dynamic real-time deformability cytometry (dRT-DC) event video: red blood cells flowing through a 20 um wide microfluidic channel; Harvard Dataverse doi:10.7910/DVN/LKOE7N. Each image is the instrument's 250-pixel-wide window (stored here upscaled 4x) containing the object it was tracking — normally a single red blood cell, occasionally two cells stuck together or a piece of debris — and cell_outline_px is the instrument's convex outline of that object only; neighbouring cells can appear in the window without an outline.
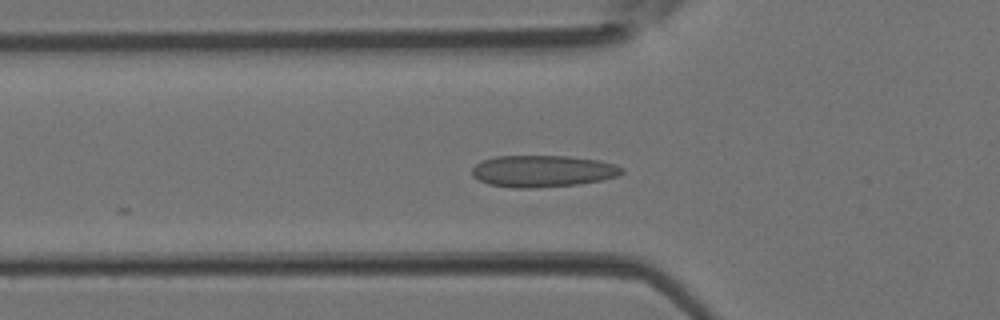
{"species": "Egyptian fruit bat (a non-hibernating species)", "species_latin": "Rousettus aegyptiacus", "temperature_condition": "room temperature", "stored_images_in_passage": 6, "camera_frame_rate_fps": 3000, "um_per_image_px": 0.085, "animal": {"sex": "female"}, "frame": {"image": 1, "passage_image": 2, "time_ms": 0.333, "image_size_px": [1000, 320], "cell_outline_px": [[624, 172], [616, 176], [600, 180], [580, 184], [536, 188], [512, 188], [488, 184], [472, 176], [472, 168], [480, 160], [496, 156], [568, 156], [600, 160], [616, 164], [624, 168]], "centroid_in_image_um": [46.13, 14.54], "position_along_channel_um": 79.7, "area_um2": 27.98}}
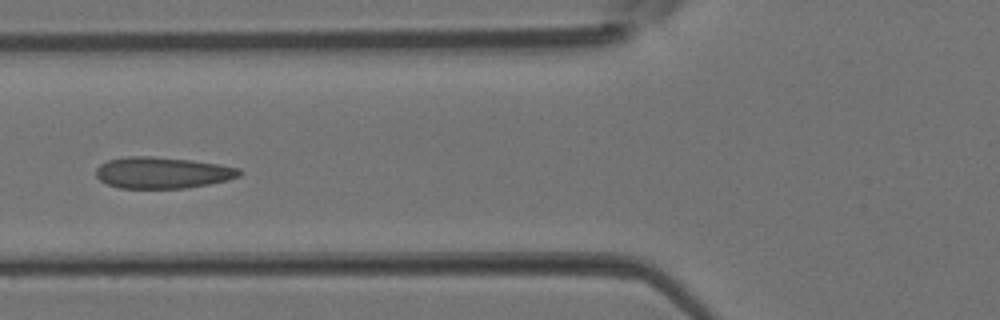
{"frame": {"image": 2, "passage_image": 4, "time_ms": 1.0, "image_size_px": [1000, 320], "cell_outline_px": [[244, 172], [240, 176], [228, 180], [208, 184], [184, 188], [120, 188], [108, 184], [100, 180], [96, 176], [96, 168], [100, 164], [108, 160], [128, 156], [152, 156], [192, 160], [220, 164], [240, 168]], "centroid_in_image_um": [13.83, 14.67], "position_along_channel_um": 112.0, "area_um2": 26.36}}
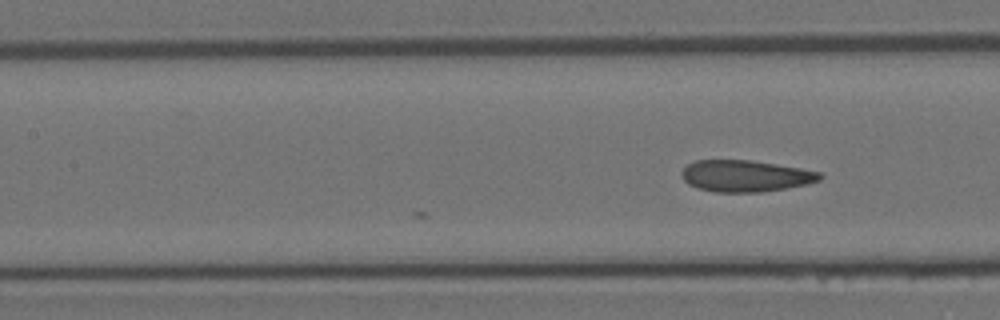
{"frame": {"image": 3, "passage_image": 6, "time_ms": 1.667, "image_size_px": [1000, 320], "cell_outline_px": [[824, 176], [820, 180], [808, 184], [788, 188], [760, 192], [716, 192], [696, 188], [688, 184], [684, 180], [680, 172], [688, 164], [696, 160], [752, 160], [800, 168], [820, 172]], "centroid_in_image_um": [63.37, 14.96], "position_along_channel_um": 144.0, "area_um2": 25.55}}